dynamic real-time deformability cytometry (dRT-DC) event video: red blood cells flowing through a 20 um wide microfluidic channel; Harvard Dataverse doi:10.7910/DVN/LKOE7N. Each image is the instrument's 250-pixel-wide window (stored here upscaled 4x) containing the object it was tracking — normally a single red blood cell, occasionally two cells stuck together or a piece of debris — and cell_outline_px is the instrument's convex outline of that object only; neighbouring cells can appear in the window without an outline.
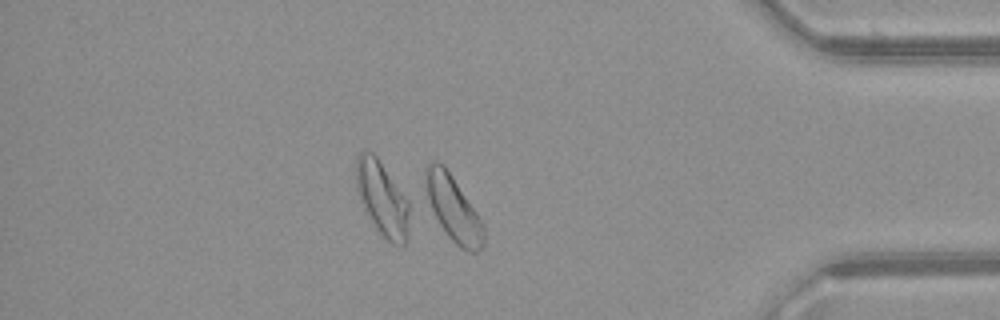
{"species": "common noctule bat (a hibernating species)", "species_latin": "Nyctalus noctula", "temperature_condition": "warm", "stored_images_in_passage": 42, "camera_frame_rate_fps": 3000, "um_per_image_px": 0.085, "animal": {"sex": "female", "body_mass_g": 21.9}, "frame": {"image": 1, "passage_image": 36, "time_ms": 11.667, "image_size_px": [1000, 320], "cell_outline_px": [[484, 244], [476, 252], [468, 252], [460, 248], [448, 236], [424, 200], [424, 168], [428, 164], [436, 160], [444, 164], [484, 224]], "centroid_in_image_um": [38.46, 17.69], "position_along_channel_um": 396.7, "area_um2": 22.54}, "authors_computed_cell_mechanics": {"area_um2": 20.4034, "velocity_mm_per_s": 4.0943, "shape_relaxation_time_tau1_ms": 6.1195, "shape_relaxation_time_tau2_ms": 3.0058, "deformation_change_tau1": 0.0809, "deformation_change_tau2": 0.0942}}